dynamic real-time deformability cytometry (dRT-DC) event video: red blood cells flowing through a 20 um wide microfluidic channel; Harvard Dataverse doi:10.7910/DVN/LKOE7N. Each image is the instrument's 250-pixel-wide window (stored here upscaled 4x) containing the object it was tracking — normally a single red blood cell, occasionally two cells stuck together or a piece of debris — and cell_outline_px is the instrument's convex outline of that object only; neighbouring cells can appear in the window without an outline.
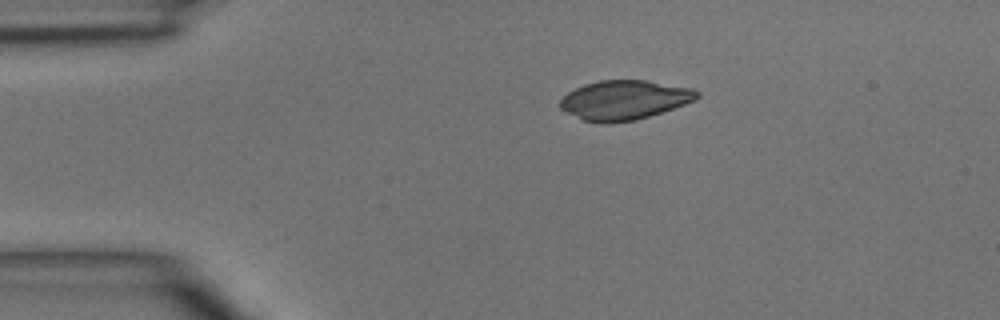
{"species": "common noctule bat (a hibernating species)", "species_latin": "Nyctalus noctula", "temperature_condition": "room temperature", "stored_images_in_passage": 30, "camera_frame_rate_fps": 3000, "um_per_image_px": 0.085, "animal": {"sex": "male", "body_mass_g": 15.6}, "frame": {"image": 1, "passage_image": 1, "time_ms": 0.0, "image_size_px": [1000, 320], "cell_outline_px": [[700, 96], [684, 104], [636, 120], [608, 124], [600, 124], [584, 120], [560, 108], [560, 100], [568, 92], [584, 84], [600, 80], [644, 80], [692, 88], [700, 92]], "centroid_in_image_um": [53.05, 8.5], "position_along_channel_um": 32.0, "area_um2": 31.15}}
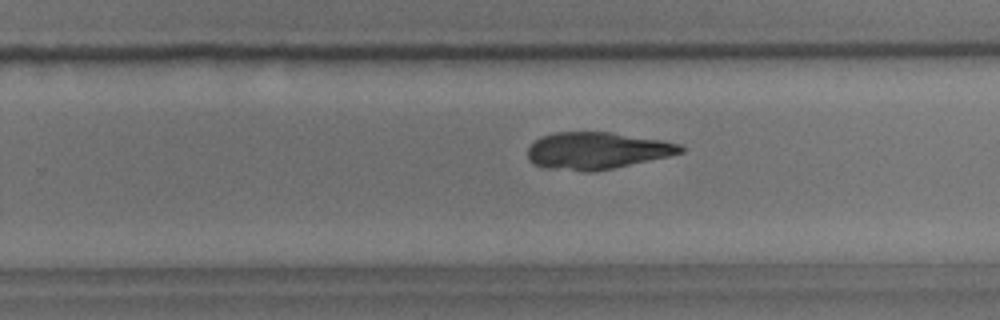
{"frame": {"image": 2, "passage_image": 21, "time_ms": 6.667, "image_size_px": [1000, 320], "cell_outline_px": [[684, 152], [668, 156], [612, 168], [592, 172], [584, 172], [544, 168], [532, 164], [528, 160], [528, 148], [540, 136], [552, 132], [612, 132], [660, 140], [680, 144], [684, 148]], "centroid_in_image_um": [50.68, 12.81], "position_along_channel_um": 279.1, "area_um2": 33.0}}